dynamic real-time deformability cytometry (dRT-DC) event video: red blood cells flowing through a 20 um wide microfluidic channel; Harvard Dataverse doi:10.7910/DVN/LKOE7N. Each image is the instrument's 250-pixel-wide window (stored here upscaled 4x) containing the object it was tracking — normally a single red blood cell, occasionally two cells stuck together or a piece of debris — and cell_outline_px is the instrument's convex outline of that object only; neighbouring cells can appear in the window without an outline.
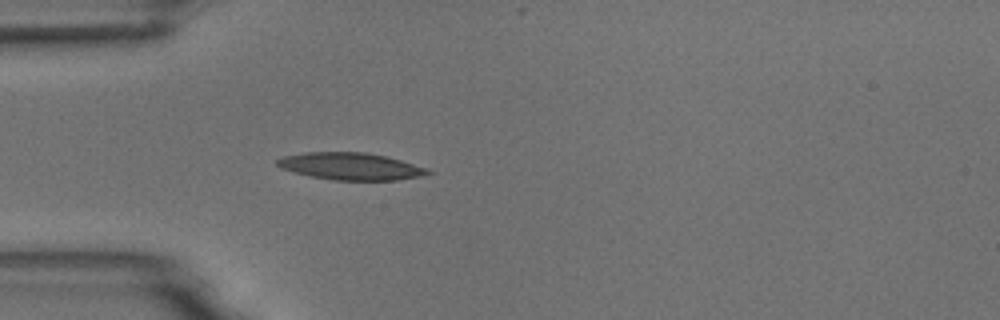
{"species": "common noctule bat (a hibernating species)", "species_latin": "Nyctalus noctula", "temperature_condition": "room temperature", "stored_images_in_passage": 5, "camera_frame_rate_fps": 3000, "um_per_image_px": 0.085, "animal": {"sex": "male", "body_mass_g": 18.8}, "frame": {"image": 1, "passage_image": 1, "time_ms": 0.0, "image_size_px": [1000, 320], "cell_outline_px": [[432, 172], [420, 176], [396, 180], [332, 180], [308, 176], [280, 168], [276, 164], [276, 160], [284, 156], [304, 152], [368, 152], [388, 156], [428, 168]], "centroid_in_image_um": [29.79, 14.13], "position_along_channel_um": 55.2, "area_um2": 23.99}}